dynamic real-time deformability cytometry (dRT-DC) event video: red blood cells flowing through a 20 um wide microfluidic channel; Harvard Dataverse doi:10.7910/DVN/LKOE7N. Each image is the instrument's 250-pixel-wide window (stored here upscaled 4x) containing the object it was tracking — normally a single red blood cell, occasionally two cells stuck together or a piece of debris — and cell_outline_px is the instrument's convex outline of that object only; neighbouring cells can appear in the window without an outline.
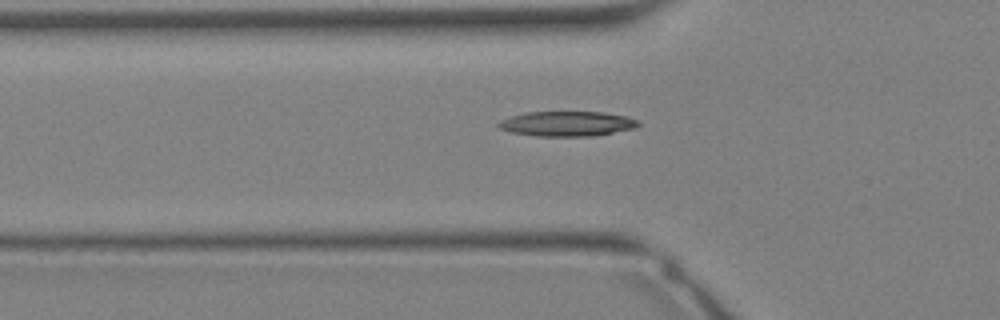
{"species": "Egyptian fruit bat (a non-hibernating species)", "species_latin": "Rousettus aegyptiacus", "temperature_condition": "warm", "stored_images_in_passage": 26, "camera_frame_rate_fps": 3000, "um_per_image_px": 0.085, "animal": {"sex": "female"}, "frame": {"image": 1, "passage_image": 5, "time_ms": 1.333, "image_size_px": [1000, 320], "cell_outline_px": [[640, 124], [636, 128], [592, 136], [536, 136], [512, 132], [500, 128], [496, 124], [500, 120], [512, 116], [528, 112], [604, 112], [628, 116], [636, 120]], "centroid_in_image_um": [48.22, 10.51], "position_along_channel_um": 77.6, "area_um2": 20.23}}
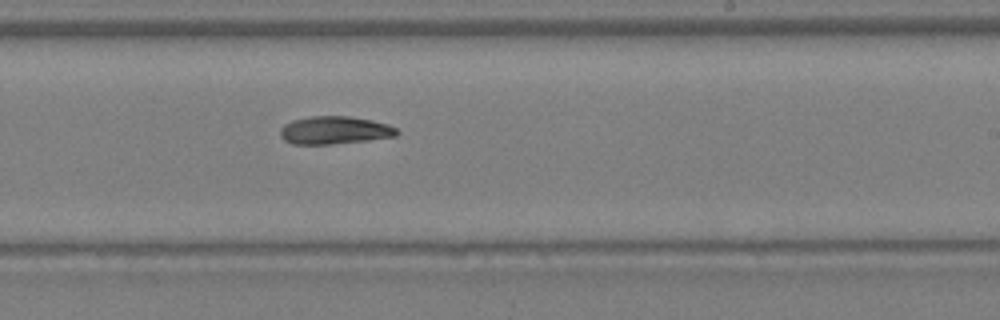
{"frame": {"image": 2, "passage_image": 14, "time_ms": 4.333, "image_size_px": [1000, 320], "cell_outline_px": [[400, 132], [396, 136], [368, 140], [332, 144], [292, 144], [284, 140], [280, 136], [280, 128], [284, 124], [292, 120], [312, 116], [348, 116], [372, 120], [388, 124], [396, 128]], "centroid_in_image_um": [28.43, 11.07], "position_along_channel_um": 260.6, "area_um2": 19.02}}
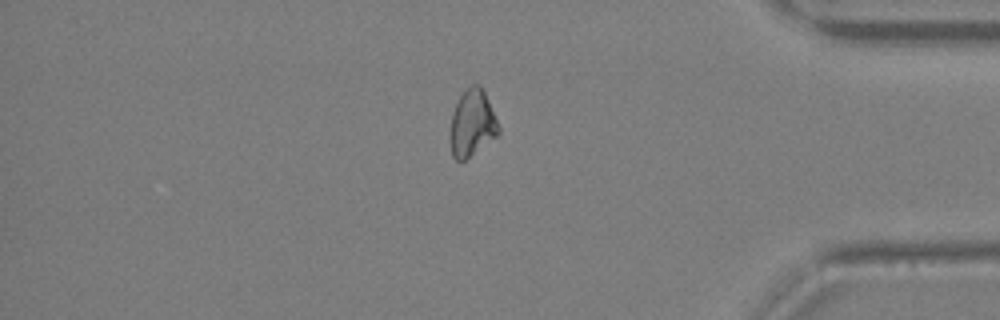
{"frame": {"image": 3, "passage_image": 22, "time_ms": 7.0, "image_size_px": [1000, 320], "cell_outline_px": [[500, 132], [496, 136], [464, 160], [456, 160], [452, 156], [448, 136], [452, 112], [460, 96], [472, 84], [480, 84], [484, 92], [500, 128]], "centroid_in_image_um": [40.09, 10.49], "position_along_channel_um": 395.1, "area_um2": 18.61}}